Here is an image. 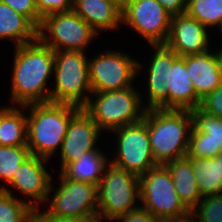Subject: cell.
<instances>
[{"mask_svg": "<svg viewBox=\"0 0 222 222\" xmlns=\"http://www.w3.org/2000/svg\"><path fill=\"white\" fill-rule=\"evenodd\" d=\"M15 48L11 79V103L25 106L50 102L47 82L54 71L55 52L39 39Z\"/></svg>", "mask_w": 222, "mask_h": 222, "instance_id": "cell-1", "label": "cell"}, {"mask_svg": "<svg viewBox=\"0 0 222 222\" xmlns=\"http://www.w3.org/2000/svg\"><path fill=\"white\" fill-rule=\"evenodd\" d=\"M27 108V147L30 154L49 160L61 149L70 119L81 108L52 102L22 106Z\"/></svg>", "mask_w": 222, "mask_h": 222, "instance_id": "cell-2", "label": "cell"}, {"mask_svg": "<svg viewBox=\"0 0 222 222\" xmlns=\"http://www.w3.org/2000/svg\"><path fill=\"white\" fill-rule=\"evenodd\" d=\"M151 149L157 165H165L187 155L193 127L190 110L146 109Z\"/></svg>", "mask_w": 222, "mask_h": 222, "instance_id": "cell-3", "label": "cell"}, {"mask_svg": "<svg viewBox=\"0 0 222 222\" xmlns=\"http://www.w3.org/2000/svg\"><path fill=\"white\" fill-rule=\"evenodd\" d=\"M94 96L83 108L101 131L135 124L143 120L146 107L134 86L113 91L92 92ZM143 104V105H142ZM142 106V107H141Z\"/></svg>", "mask_w": 222, "mask_h": 222, "instance_id": "cell-4", "label": "cell"}, {"mask_svg": "<svg viewBox=\"0 0 222 222\" xmlns=\"http://www.w3.org/2000/svg\"><path fill=\"white\" fill-rule=\"evenodd\" d=\"M140 203L159 222H186L190 210L180 200L165 165H157L139 176Z\"/></svg>", "mask_w": 222, "mask_h": 222, "instance_id": "cell-5", "label": "cell"}, {"mask_svg": "<svg viewBox=\"0 0 222 222\" xmlns=\"http://www.w3.org/2000/svg\"><path fill=\"white\" fill-rule=\"evenodd\" d=\"M85 54L83 51H55V87L50 92V102L79 108L87 105L92 90L89 60Z\"/></svg>", "mask_w": 222, "mask_h": 222, "instance_id": "cell-6", "label": "cell"}, {"mask_svg": "<svg viewBox=\"0 0 222 222\" xmlns=\"http://www.w3.org/2000/svg\"><path fill=\"white\" fill-rule=\"evenodd\" d=\"M137 199H140L139 177L109 162L98 185L97 215L114 221L138 208Z\"/></svg>", "mask_w": 222, "mask_h": 222, "instance_id": "cell-7", "label": "cell"}, {"mask_svg": "<svg viewBox=\"0 0 222 222\" xmlns=\"http://www.w3.org/2000/svg\"><path fill=\"white\" fill-rule=\"evenodd\" d=\"M97 34L74 10L49 14L42 19L38 28V39L54 52H85Z\"/></svg>", "mask_w": 222, "mask_h": 222, "instance_id": "cell-8", "label": "cell"}, {"mask_svg": "<svg viewBox=\"0 0 222 222\" xmlns=\"http://www.w3.org/2000/svg\"><path fill=\"white\" fill-rule=\"evenodd\" d=\"M60 184L51 199H47L49 207L44 213L49 217L89 219L97 216L98 185L73 181L61 172ZM50 200V201H49Z\"/></svg>", "mask_w": 222, "mask_h": 222, "instance_id": "cell-9", "label": "cell"}, {"mask_svg": "<svg viewBox=\"0 0 222 222\" xmlns=\"http://www.w3.org/2000/svg\"><path fill=\"white\" fill-rule=\"evenodd\" d=\"M117 136L116 157L110 163L138 177L157 166L150 145L148 123L142 121L111 131Z\"/></svg>", "mask_w": 222, "mask_h": 222, "instance_id": "cell-10", "label": "cell"}, {"mask_svg": "<svg viewBox=\"0 0 222 222\" xmlns=\"http://www.w3.org/2000/svg\"><path fill=\"white\" fill-rule=\"evenodd\" d=\"M127 53L108 50L89 59L92 92L113 91L132 87L143 65Z\"/></svg>", "mask_w": 222, "mask_h": 222, "instance_id": "cell-11", "label": "cell"}, {"mask_svg": "<svg viewBox=\"0 0 222 222\" xmlns=\"http://www.w3.org/2000/svg\"><path fill=\"white\" fill-rule=\"evenodd\" d=\"M171 17L157 0H127L122 10V23L137 31L150 45L167 42Z\"/></svg>", "mask_w": 222, "mask_h": 222, "instance_id": "cell-12", "label": "cell"}, {"mask_svg": "<svg viewBox=\"0 0 222 222\" xmlns=\"http://www.w3.org/2000/svg\"><path fill=\"white\" fill-rule=\"evenodd\" d=\"M47 161L31 154L20 164L9 183L11 190L15 188L29 198L26 202L33 210H39V204L47 203V199L51 198L50 191L54 190L53 179L44 165Z\"/></svg>", "mask_w": 222, "mask_h": 222, "instance_id": "cell-13", "label": "cell"}, {"mask_svg": "<svg viewBox=\"0 0 222 222\" xmlns=\"http://www.w3.org/2000/svg\"><path fill=\"white\" fill-rule=\"evenodd\" d=\"M193 127L189 137L188 158H214L222 152V119L196 107L190 110Z\"/></svg>", "mask_w": 222, "mask_h": 222, "instance_id": "cell-14", "label": "cell"}, {"mask_svg": "<svg viewBox=\"0 0 222 222\" xmlns=\"http://www.w3.org/2000/svg\"><path fill=\"white\" fill-rule=\"evenodd\" d=\"M100 128L91 116L81 108L71 119L60 149L61 170L69 163L77 161L85 152L96 148Z\"/></svg>", "mask_w": 222, "mask_h": 222, "instance_id": "cell-15", "label": "cell"}, {"mask_svg": "<svg viewBox=\"0 0 222 222\" xmlns=\"http://www.w3.org/2000/svg\"><path fill=\"white\" fill-rule=\"evenodd\" d=\"M207 30L203 24L186 13L172 16L165 45L179 57L206 52L210 41Z\"/></svg>", "mask_w": 222, "mask_h": 222, "instance_id": "cell-16", "label": "cell"}, {"mask_svg": "<svg viewBox=\"0 0 222 222\" xmlns=\"http://www.w3.org/2000/svg\"><path fill=\"white\" fill-rule=\"evenodd\" d=\"M153 47L154 56L151 58L148 70L146 109H168V74L173 62L179 57L165 44L150 45Z\"/></svg>", "mask_w": 222, "mask_h": 222, "instance_id": "cell-17", "label": "cell"}, {"mask_svg": "<svg viewBox=\"0 0 222 222\" xmlns=\"http://www.w3.org/2000/svg\"><path fill=\"white\" fill-rule=\"evenodd\" d=\"M196 95L202 100L221 83L222 47L200 54L183 56Z\"/></svg>", "mask_w": 222, "mask_h": 222, "instance_id": "cell-18", "label": "cell"}, {"mask_svg": "<svg viewBox=\"0 0 222 222\" xmlns=\"http://www.w3.org/2000/svg\"><path fill=\"white\" fill-rule=\"evenodd\" d=\"M168 80V109L191 110L200 106L201 99L196 95L183 57L173 62Z\"/></svg>", "mask_w": 222, "mask_h": 222, "instance_id": "cell-19", "label": "cell"}, {"mask_svg": "<svg viewBox=\"0 0 222 222\" xmlns=\"http://www.w3.org/2000/svg\"><path fill=\"white\" fill-rule=\"evenodd\" d=\"M73 10L97 33L122 24V10L105 0H73Z\"/></svg>", "mask_w": 222, "mask_h": 222, "instance_id": "cell-20", "label": "cell"}, {"mask_svg": "<svg viewBox=\"0 0 222 222\" xmlns=\"http://www.w3.org/2000/svg\"><path fill=\"white\" fill-rule=\"evenodd\" d=\"M13 40L15 47L38 39V28L24 15L0 2V40Z\"/></svg>", "mask_w": 222, "mask_h": 222, "instance_id": "cell-21", "label": "cell"}, {"mask_svg": "<svg viewBox=\"0 0 222 222\" xmlns=\"http://www.w3.org/2000/svg\"><path fill=\"white\" fill-rule=\"evenodd\" d=\"M169 170L176 193L180 200L191 211L202 199L195 180L192 158L187 156L165 164Z\"/></svg>", "mask_w": 222, "mask_h": 222, "instance_id": "cell-22", "label": "cell"}, {"mask_svg": "<svg viewBox=\"0 0 222 222\" xmlns=\"http://www.w3.org/2000/svg\"><path fill=\"white\" fill-rule=\"evenodd\" d=\"M99 149L85 152L77 161L67 164L60 172L73 181L88 182L99 185L105 167L110 159Z\"/></svg>", "mask_w": 222, "mask_h": 222, "instance_id": "cell-23", "label": "cell"}, {"mask_svg": "<svg viewBox=\"0 0 222 222\" xmlns=\"http://www.w3.org/2000/svg\"><path fill=\"white\" fill-rule=\"evenodd\" d=\"M21 108L12 104L0 110V146L27 145V116Z\"/></svg>", "mask_w": 222, "mask_h": 222, "instance_id": "cell-24", "label": "cell"}, {"mask_svg": "<svg viewBox=\"0 0 222 222\" xmlns=\"http://www.w3.org/2000/svg\"><path fill=\"white\" fill-rule=\"evenodd\" d=\"M192 165L202 197L222 194L221 152L214 158H192Z\"/></svg>", "mask_w": 222, "mask_h": 222, "instance_id": "cell-25", "label": "cell"}, {"mask_svg": "<svg viewBox=\"0 0 222 222\" xmlns=\"http://www.w3.org/2000/svg\"><path fill=\"white\" fill-rule=\"evenodd\" d=\"M33 212L26 199H16L13 191L0 185V222H31Z\"/></svg>", "mask_w": 222, "mask_h": 222, "instance_id": "cell-26", "label": "cell"}, {"mask_svg": "<svg viewBox=\"0 0 222 222\" xmlns=\"http://www.w3.org/2000/svg\"><path fill=\"white\" fill-rule=\"evenodd\" d=\"M206 28L219 26L222 20V0H194L187 5L185 12Z\"/></svg>", "mask_w": 222, "mask_h": 222, "instance_id": "cell-27", "label": "cell"}, {"mask_svg": "<svg viewBox=\"0 0 222 222\" xmlns=\"http://www.w3.org/2000/svg\"><path fill=\"white\" fill-rule=\"evenodd\" d=\"M30 155L27 145L0 146V179L9 184L20 164Z\"/></svg>", "mask_w": 222, "mask_h": 222, "instance_id": "cell-28", "label": "cell"}, {"mask_svg": "<svg viewBox=\"0 0 222 222\" xmlns=\"http://www.w3.org/2000/svg\"><path fill=\"white\" fill-rule=\"evenodd\" d=\"M189 221L222 222V194L202 197L190 211Z\"/></svg>", "mask_w": 222, "mask_h": 222, "instance_id": "cell-29", "label": "cell"}, {"mask_svg": "<svg viewBox=\"0 0 222 222\" xmlns=\"http://www.w3.org/2000/svg\"><path fill=\"white\" fill-rule=\"evenodd\" d=\"M0 2L27 17L37 28L40 27L42 18L37 11L35 0H0Z\"/></svg>", "mask_w": 222, "mask_h": 222, "instance_id": "cell-30", "label": "cell"}, {"mask_svg": "<svg viewBox=\"0 0 222 222\" xmlns=\"http://www.w3.org/2000/svg\"><path fill=\"white\" fill-rule=\"evenodd\" d=\"M36 8L40 17L73 10V0H36Z\"/></svg>", "mask_w": 222, "mask_h": 222, "instance_id": "cell-31", "label": "cell"}, {"mask_svg": "<svg viewBox=\"0 0 222 222\" xmlns=\"http://www.w3.org/2000/svg\"><path fill=\"white\" fill-rule=\"evenodd\" d=\"M205 112L222 119V87L219 86L212 93L206 95L199 106Z\"/></svg>", "mask_w": 222, "mask_h": 222, "instance_id": "cell-32", "label": "cell"}, {"mask_svg": "<svg viewBox=\"0 0 222 222\" xmlns=\"http://www.w3.org/2000/svg\"><path fill=\"white\" fill-rule=\"evenodd\" d=\"M115 220H117V222H159L142 206H139L135 210H132L126 215H122Z\"/></svg>", "mask_w": 222, "mask_h": 222, "instance_id": "cell-33", "label": "cell"}, {"mask_svg": "<svg viewBox=\"0 0 222 222\" xmlns=\"http://www.w3.org/2000/svg\"><path fill=\"white\" fill-rule=\"evenodd\" d=\"M157 1L171 16L185 14L187 9L186 0H157Z\"/></svg>", "mask_w": 222, "mask_h": 222, "instance_id": "cell-34", "label": "cell"}, {"mask_svg": "<svg viewBox=\"0 0 222 222\" xmlns=\"http://www.w3.org/2000/svg\"><path fill=\"white\" fill-rule=\"evenodd\" d=\"M83 219L78 218H56L49 217L43 211L34 210L31 222H83Z\"/></svg>", "mask_w": 222, "mask_h": 222, "instance_id": "cell-35", "label": "cell"}, {"mask_svg": "<svg viewBox=\"0 0 222 222\" xmlns=\"http://www.w3.org/2000/svg\"><path fill=\"white\" fill-rule=\"evenodd\" d=\"M105 1L113 3L117 5L121 10H123L127 0H105Z\"/></svg>", "mask_w": 222, "mask_h": 222, "instance_id": "cell-36", "label": "cell"}, {"mask_svg": "<svg viewBox=\"0 0 222 222\" xmlns=\"http://www.w3.org/2000/svg\"><path fill=\"white\" fill-rule=\"evenodd\" d=\"M103 220V217L97 215L95 217L85 219L83 222H103Z\"/></svg>", "mask_w": 222, "mask_h": 222, "instance_id": "cell-37", "label": "cell"}, {"mask_svg": "<svg viewBox=\"0 0 222 222\" xmlns=\"http://www.w3.org/2000/svg\"><path fill=\"white\" fill-rule=\"evenodd\" d=\"M218 28H219L220 32L222 33V20H221V22H220Z\"/></svg>", "mask_w": 222, "mask_h": 222, "instance_id": "cell-38", "label": "cell"}, {"mask_svg": "<svg viewBox=\"0 0 222 222\" xmlns=\"http://www.w3.org/2000/svg\"><path fill=\"white\" fill-rule=\"evenodd\" d=\"M220 86L222 87V65H221V83Z\"/></svg>", "mask_w": 222, "mask_h": 222, "instance_id": "cell-39", "label": "cell"}, {"mask_svg": "<svg viewBox=\"0 0 222 222\" xmlns=\"http://www.w3.org/2000/svg\"><path fill=\"white\" fill-rule=\"evenodd\" d=\"M191 1H194V0H186L187 5H188Z\"/></svg>", "mask_w": 222, "mask_h": 222, "instance_id": "cell-40", "label": "cell"}, {"mask_svg": "<svg viewBox=\"0 0 222 222\" xmlns=\"http://www.w3.org/2000/svg\"><path fill=\"white\" fill-rule=\"evenodd\" d=\"M221 169H222V152H221Z\"/></svg>", "mask_w": 222, "mask_h": 222, "instance_id": "cell-41", "label": "cell"}]
</instances>
